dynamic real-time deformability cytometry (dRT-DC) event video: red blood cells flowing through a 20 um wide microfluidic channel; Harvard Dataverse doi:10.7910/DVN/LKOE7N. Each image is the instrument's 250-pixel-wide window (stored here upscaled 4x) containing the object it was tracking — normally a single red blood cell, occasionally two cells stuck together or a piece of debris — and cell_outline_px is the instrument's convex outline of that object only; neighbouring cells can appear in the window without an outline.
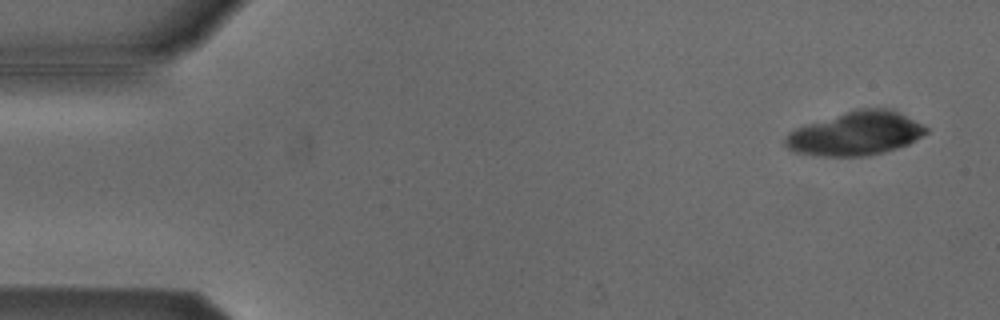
{"species": "Egyptian fruit bat (a non-hibernating species)", "species_latin": "Rousettus aegyptiacus", "temperature_condition": "cold", "stored_images_in_passage": 7, "camera_frame_rate_fps": 3000, "um_per_image_px": 0.085, "animal": {"sex": "male"}, "frame": {"image": 1, "passage_image": 3, "time_ms": 0.667, "image_size_px": [1000, 320], "cell_outline_px": [[928, 132], [908, 144], [884, 152], [868, 156], [812, 156], [792, 152], [784, 144], [784, 136], [788, 132], [796, 128], [856, 108], [888, 108], [928, 128]], "centroid_in_image_um": [72.66, 11.37], "position_along_channel_um": 12.3, "area_um2": 35.72}}